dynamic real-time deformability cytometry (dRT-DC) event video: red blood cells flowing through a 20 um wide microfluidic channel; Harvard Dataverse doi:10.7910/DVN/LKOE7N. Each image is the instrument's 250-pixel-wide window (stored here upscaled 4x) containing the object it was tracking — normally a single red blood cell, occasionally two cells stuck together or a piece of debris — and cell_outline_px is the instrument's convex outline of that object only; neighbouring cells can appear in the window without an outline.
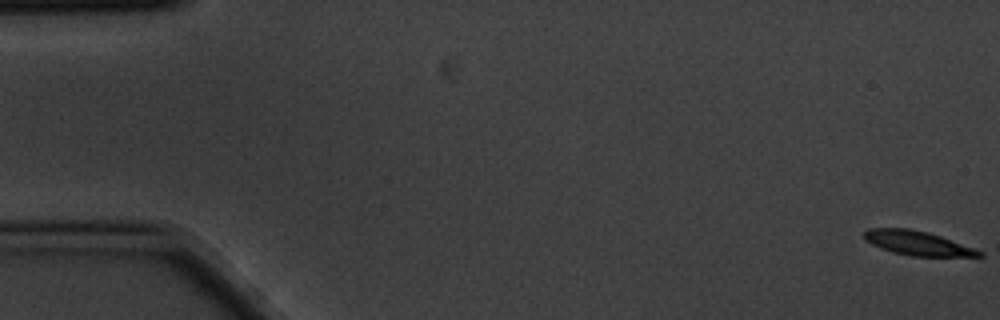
{"species": "common noctule bat (a hibernating species)", "species_latin": "Nyctalus noctula", "temperature_condition": "cold", "stored_images_in_passage": 6, "camera_frame_rate_fps": 3000, "um_per_image_px": 0.085, "animal": {"sex": "male", "body_mass_g": 20.1, "forearm_length_mm": 53.5}, "frame": {"image": 1, "passage_image": 1, "time_ms": 0.0, "image_size_px": [1000, 320], "cell_outline_px": [[984, 256], [912, 256], [892, 252], [880, 248], [864, 240], [864, 232], [868, 228], [908, 228], [928, 232], [940, 236], [984, 252]], "centroid_in_image_um": [77.95, 20.66], "position_along_channel_um": 7.1, "area_um2": 16.13}}
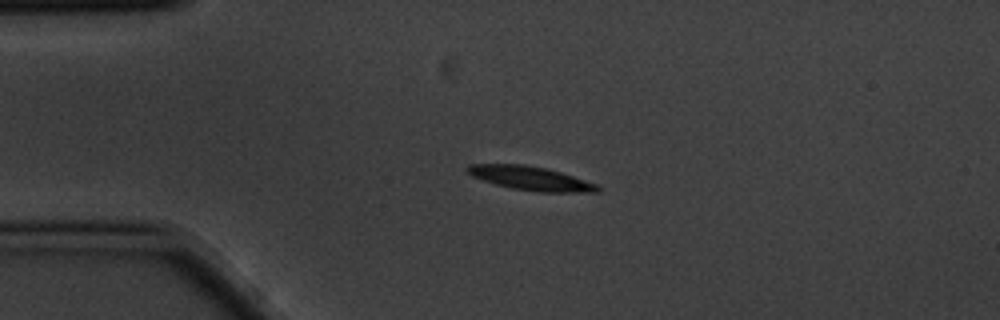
{"frame": {"image": 2, "passage_image": 4, "time_ms": 1.0, "image_size_px": [1000, 320], "cell_outline_px": [[600, 192], [540, 192], [512, 188], [496, 184], [472, 176], [464, 168], [468, 164], [524, 164], [544, 168], [560, 172], [596, 184], [600, 188]], "centroid_in_image_um": [45.08, 15.15], "position_along_channel_um": 39.9, "area_um2": 17.86}}